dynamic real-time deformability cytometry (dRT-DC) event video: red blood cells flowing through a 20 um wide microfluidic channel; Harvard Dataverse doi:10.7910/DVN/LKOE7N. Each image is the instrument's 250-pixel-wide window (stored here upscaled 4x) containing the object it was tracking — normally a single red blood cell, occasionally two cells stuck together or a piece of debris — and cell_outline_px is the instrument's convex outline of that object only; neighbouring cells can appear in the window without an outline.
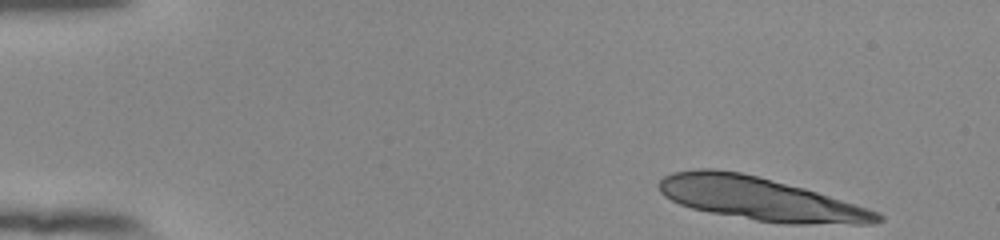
{"species": "human", "species_latin": "Homo sapiens", "temperature_condition": "room temperature", "stored_images_in_passage": 13, "camera_frame_rate_fps": 3000, "um_per_image_px": 0.085, "donor": {"sex": "female"}, "frame": {"image": 1, "passage_image": 1, "time_ms": 0.0, "image_size_px": [1000, 240], "cell_outline_px": [[884, 220], [872, 224], [784, 224], [756, 220], [712, 212], [692, 208], [680, 204], [664, 196], [660, 192], [656, 184], [664, 176], [672, 172], [696, 168], [716, 168], [740, 172], [804, 188], [856, 204], [880, 212], [884, 216]], "centroid_in_image_um": [64.6, 16.89], "position_along_channel_um": 20.4, "area_um2": 54.79}}